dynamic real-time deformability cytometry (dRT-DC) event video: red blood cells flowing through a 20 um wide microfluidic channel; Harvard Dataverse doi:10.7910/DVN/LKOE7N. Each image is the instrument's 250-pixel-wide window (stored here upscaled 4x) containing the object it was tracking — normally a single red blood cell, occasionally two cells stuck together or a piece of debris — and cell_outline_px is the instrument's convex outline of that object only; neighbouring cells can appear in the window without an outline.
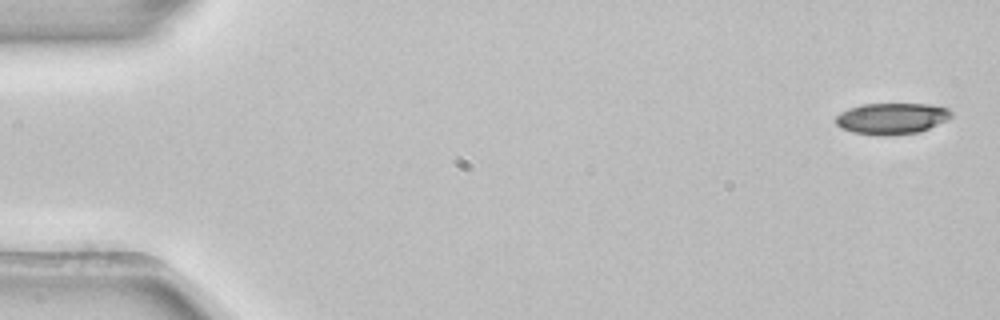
{"species": "common noctule bat (a hibernating species)", "species_latin": "Nyctalus noctula", "temperature_condition": "room temperature", "stored_images_in_passage": 4, "camera_frame_rate_fps": 3000, "um_per_image_px": 0.085, "animal": {"sex": "female", "body_mass_g": 22.7, "forearm_length_mm": 54.2}, "frame": {"image": 1, "passage_image": 1, "time_ms": 0.0, "image_size_px": [1000, 320], "cell_outline_px": [[952, 116], [948, 120], [920, 132], [884, 136], [852, 132], [840, 128], [836, 124], [836, 116], [840, 112], [848, 108], [864, 104], [928, 104], [948, 108], [952, 112]], "centroid_in_image_um": [75.8, 10.07], "position_along_channel_um": 9.2, "area_um2": 21.15}}
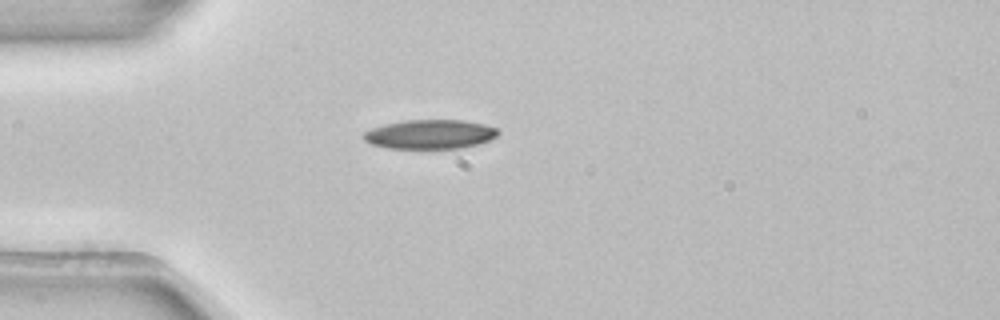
{"frame": {"image": 2, "passage_image": 4, "time_ms": 1.0, "image_size_px": [1000, 320], "cell_outline_px": [[500, 132], [492, 140], [480, 144], [460, 148], [388, 148], [372, 144], [364, 140], [360, 136], [364, 132], [372, 128], [384, 124], [404, 120], [464, 120], [484, 124], [496, 128]], "centroid_in_image_um": [36.56, 11.41], "position_along_channel_um": 48.4, "area_um2": 23.06}}